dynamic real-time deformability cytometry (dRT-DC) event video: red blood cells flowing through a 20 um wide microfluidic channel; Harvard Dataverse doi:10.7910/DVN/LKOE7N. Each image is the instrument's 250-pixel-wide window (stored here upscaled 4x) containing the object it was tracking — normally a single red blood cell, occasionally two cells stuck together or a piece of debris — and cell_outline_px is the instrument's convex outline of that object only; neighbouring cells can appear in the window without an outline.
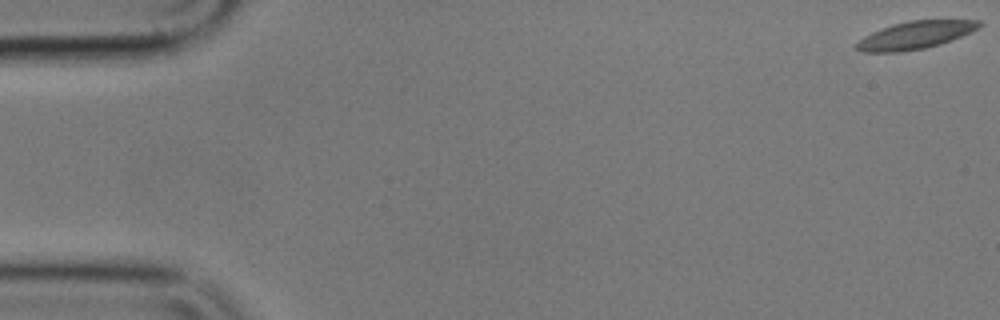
{"species": "common noctule bat (a hibernating species)", "species_latin": "Nyctalus noctula", "temperature_condition": "cold", "stored_images_in_passage": 56, "camera_frame_rate_fps": 3000, "um_per_image_px": 0.085, "animal": {"sex": "male", "body_mass_g": 17.9}, "frame": {"image": 1, "passage_image": 1, "time_ms": 0.0, "image_size_px": [1000, 320], "cell_outline_px": [[984, 24], [972, 32], [940, 44], [924, 48], [900, 52], [860, 52], [856, 48], [856, 44], [864, 36], [872, 32], [892, 24], [908, 20], [980, 20]], "centroid_in_image_um": [77.81, 2.98], "position_along_channel_um": 7.2, "area_um2": 19.77}}
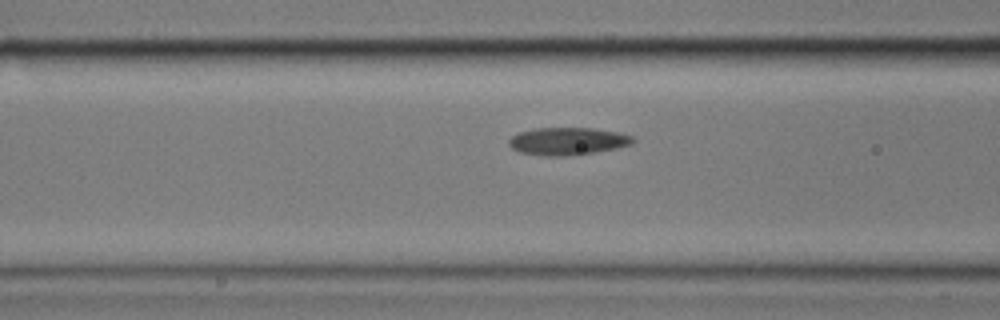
{"frame": {"image": 2, "passage_image": 22, "time_ms": 7.0, "image_size_px": [1000, 320], "cell_outline_px": [[636, 140], [632, 144], [616, 148], [568, 156], [544, 156], [520, 152], [512, 148], [508, 144], [508, 140], [512, 136], [520, 132], [536, 128], [592, 128], [616, 132], [632, 136]], "centroid_in_image_um": [48.23, 12.0], "position_along_channel_um": 118.4, "area_um2": 19.77}}
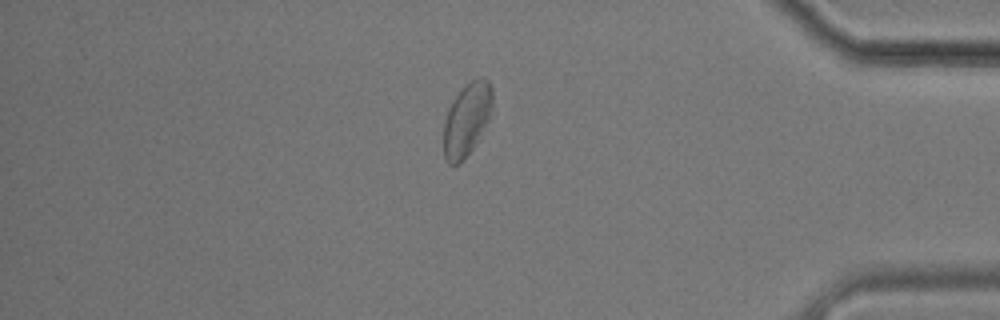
{"frame": {"image": 3, "passage_image": 48, "time_ms": 15.667, "image_size_px": [1000, 320], "cell_outline_px": [[492, 108], [488, 120], [472, 148], [460, 164], [448, 164], [444, 156], [444, 120], [456, 96], [472, 80], [480, 76], [484, 76], [488, 80], [492, 88]], "centroid_in_image_um": [39.69, 10.15], "position_along_channel_um": 395.5, "area_um2": 20.23}, "authors_computed_cell_mechanics": {"area_um2": 19.9699, "velocity_mm_per_s": 3.5649, "shape_relaxation_time_tau1_ms": 3.4579, "shape_relaxation_time_tau2_ms": 2.0641, "deformation_change_tau1": 0.101, "deformation_change_tau2": 0.0728}}